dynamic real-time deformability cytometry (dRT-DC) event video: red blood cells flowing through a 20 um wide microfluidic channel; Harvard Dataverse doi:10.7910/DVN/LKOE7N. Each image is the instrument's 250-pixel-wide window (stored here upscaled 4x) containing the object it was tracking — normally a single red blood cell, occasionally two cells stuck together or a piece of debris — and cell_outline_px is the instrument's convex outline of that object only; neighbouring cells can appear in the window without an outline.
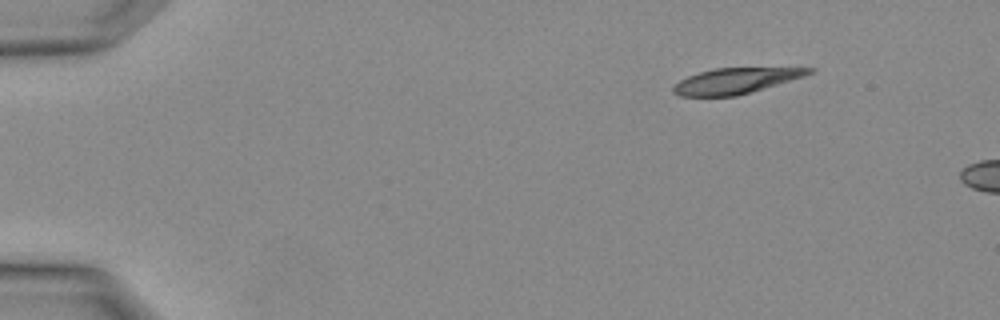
{"species": "Egyptian fruit bat (a non-hibernating species)", "species_latin": "Rousettus aegyptiacus", "temperature_condition": "warm", "stored_images_in_passage": 2, "camera_frame_rate_fps": 3000, "um_per_image_px": 0.085, "animal": {"sex": "female"}, "frame": {"image": 1, "passage_image": 1, "time_ms": 0.0, "image_size_px": [1000, 320], "cell_outline_px": [[816, 68], [812, 72], [804, 76], [736, 96], [680, 96], [672, 92], [672, 88], [680, 80], [688, 76], [700, 72], [716, 68]], "centroid_in_image_um": [62.48, 6.87], "position_along_channel_um": 22.5, "area_um2": 19.83}}